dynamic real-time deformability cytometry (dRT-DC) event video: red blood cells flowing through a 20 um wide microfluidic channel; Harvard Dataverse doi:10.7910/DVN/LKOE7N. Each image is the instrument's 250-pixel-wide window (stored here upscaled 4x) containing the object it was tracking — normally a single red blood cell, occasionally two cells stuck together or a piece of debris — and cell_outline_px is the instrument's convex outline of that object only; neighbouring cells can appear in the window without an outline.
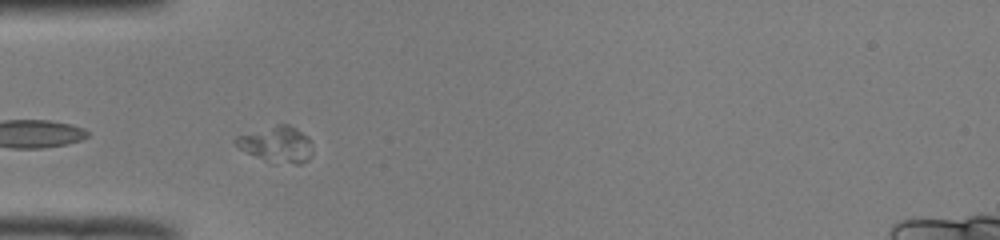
{"species": "common noctule bat (a hibernating species)", "species_latin": "Nyctalus noctula", "temperature_condition": "room temperature", "stored_images_in_passage": 5, "camera_frame_rate_fps": 3000, "um_per_image_px": 0.085, "animal": {"sex": "male", "body_mass_g": 19.0, "forearm_length_mm": 50.8}, "frame": {"image": 1, "passage_image": 3, "time_ms": 0.667, "image_size_px": [1000, 240], "cell_outline_px": [[312, 156], [308, 160], [300, 164], [296, 164], [264, 160], [240, 148], [236, 144], [236, 136], [276, 124], [288, 124], [296, 128], [308, 136], [312, 140]], "centroid_in_image_um": [23.59, 12.25], "position_along_channel_um": 61.4, "area_um2": 16.01}}